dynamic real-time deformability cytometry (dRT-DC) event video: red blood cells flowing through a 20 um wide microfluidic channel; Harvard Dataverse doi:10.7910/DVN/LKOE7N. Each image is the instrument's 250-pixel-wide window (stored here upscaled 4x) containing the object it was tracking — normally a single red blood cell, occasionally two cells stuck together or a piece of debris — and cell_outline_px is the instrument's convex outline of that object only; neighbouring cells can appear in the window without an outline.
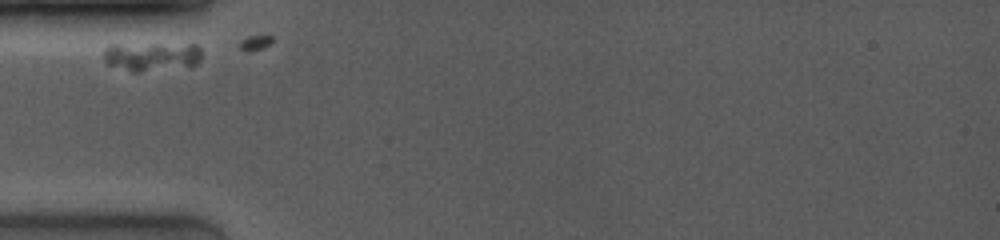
{"species": "common noctule bat (a hibernating species)", "species_latin": "Nyctalus noctula", "temperature_condition": "room temperature", "stored_images_in_passage": 15, "camera_frame_rate_fps": 4000, "um_per_image_px": 0.085, "animal": {"sex": "female", "body_mass_g": 19.0, "forearm_length_mm": 53.3}, "frame": {"image": 1, "passage_image": 1, "time_ms": 0.0, "image_size_px": [1000, 240], "cell_outline_px": [[200, 60], [192, 68], [140, 72], [132, 72], [108, 64], [104, 60], [104, 48], [108, 44], [196, 44], [200, 48]], "centroid_in_image_um": [12.92, 4.82], "position_along_channel_um": 72.1, "area_um2": 17.11}}